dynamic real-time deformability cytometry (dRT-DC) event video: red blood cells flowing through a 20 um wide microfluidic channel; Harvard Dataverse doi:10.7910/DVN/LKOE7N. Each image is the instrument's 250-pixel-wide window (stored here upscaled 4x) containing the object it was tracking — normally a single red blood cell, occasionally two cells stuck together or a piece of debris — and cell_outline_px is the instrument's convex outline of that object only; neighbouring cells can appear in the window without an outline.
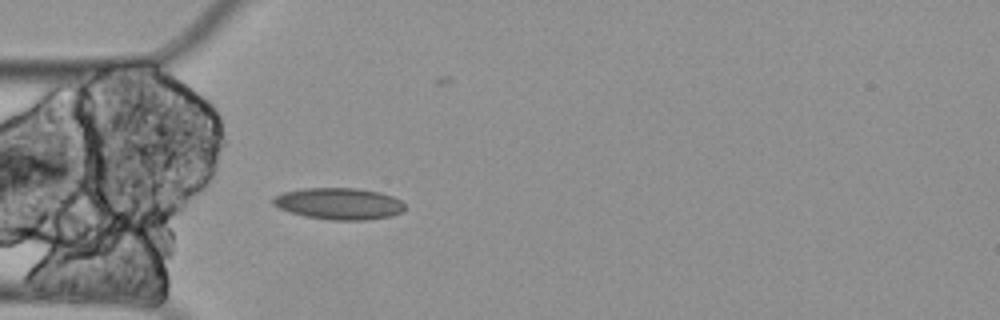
{"species": "Egyptian fruit bat (a non-hibernating species)", "species_latin": "Rousettus aegyptiacus", "temperature_condition": "cold", "stored_images_in_passage": 4, "camera_frame_rate_fps": 3000, "um_per_image_px": 0.085, "animal": {"sex": "female"}, "frame": {"image": 1, "passage_image": 4, "time_ms": 1.0, "image_size_px": [1000, 320], "cell_outline_px": [[404, 208], [400, 212], [388, 216], [368, 220], [332, 220], [304, 216], [288, 212], [272, 204], [272, 196], [284, 192], [304, 188], [356, 188], [380, 192], [392, 196], [400, 200], [404, 204]], "centroid_in_image_um": [28.76, 17.31], "position_along_channel_um": 56.2, "area_um2": 24.28}}